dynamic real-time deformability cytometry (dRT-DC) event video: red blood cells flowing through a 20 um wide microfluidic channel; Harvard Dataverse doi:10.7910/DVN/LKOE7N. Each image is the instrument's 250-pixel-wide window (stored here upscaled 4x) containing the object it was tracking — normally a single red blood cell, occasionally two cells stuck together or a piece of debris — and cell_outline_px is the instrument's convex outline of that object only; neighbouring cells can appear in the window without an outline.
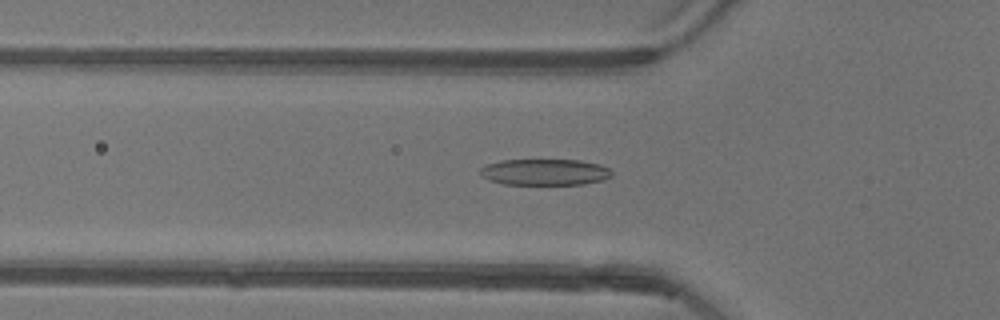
{"species": "common noctule bat (a hibernating species)", "species_latin": "Nyctalus noctula", "temperature_condition": "warm", "stored_images_in_passage": 50, "camera_frame_rate_fps": 3000, "um_per_image_px": 0.085, "animal": {"sex": "female"}, "frame": {"image": 1, "passage_image": 15, "time_ms": 4.667, "image_size_px": [1000, 320], "cell_outline_px": [[612, 176], [604, 180], [584, 184], [504, 184], [488, 180], [480, 176], [480, 168], [488, 164], [500, 160], [580, 160], [600, 164], [608, 168], [612, 172]], "centroid_in_image_um": [46.31, 14.63], "position_along_channel_um": 79.5, "area_um2": 20.23}}
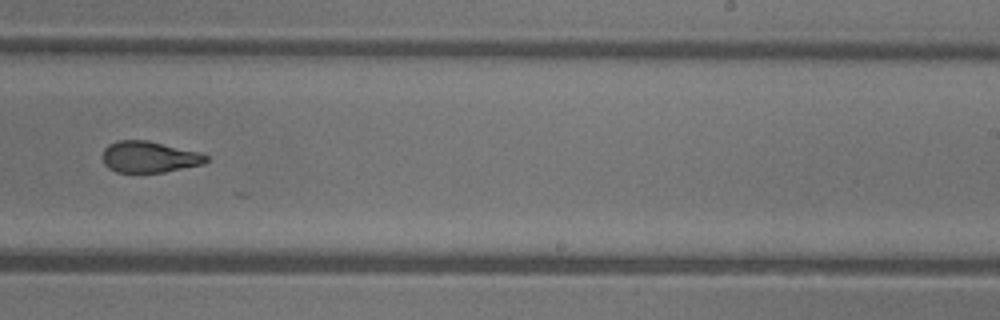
{"frame": {"image": 2, "passage_image": 30, "time_ms": 9.667, "image_size_px": [1000, 320], "cell_outline_px": [[208, 160], [204, 164], [164, 172], [116, 172], [108, 168], [104, 164], [104, 148], [108, 144], [120, 140], [148, 140], [200, 152], [208, 156]], "centroid_in_image_um": [12.71, 13.33], "position_along_channel_um": 276.3, "area_um2": 18.9}}
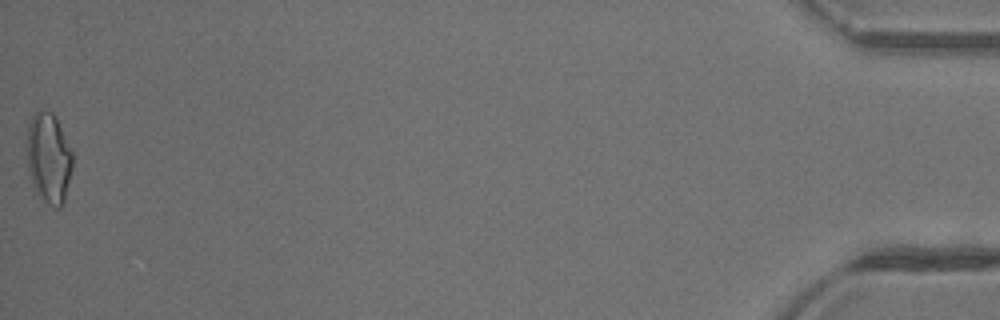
{"frame": {"image": 3, "passage_image": 50, "time_ms": 16.333, "image_size_px": [1000, 320], "cell_outline_px": [[72, 168], [64, 200], [60, 208], [56, 208], [44, 200], [36, 192], [28, 168], [28, 124], [32, 116], [36, 112], [52, 112], [56, 116], [72, 152]], "centroid_in_image_um": [4.16, 13.43], "position_along_channel_um": 431.0, "area_um2": 23.47}, "authors_computed_cell_mechanics": {"area_um2": 20.4323, "velocity_mm_per_s": 3.9197, "shape_relaxation_time_tau1_ms": 5.1352, "shape_relaxation_time_tau2_ms": 1.9312, "deformation_change_tau1": 0.1938, "deformation_change_tau2": 0.1017}}